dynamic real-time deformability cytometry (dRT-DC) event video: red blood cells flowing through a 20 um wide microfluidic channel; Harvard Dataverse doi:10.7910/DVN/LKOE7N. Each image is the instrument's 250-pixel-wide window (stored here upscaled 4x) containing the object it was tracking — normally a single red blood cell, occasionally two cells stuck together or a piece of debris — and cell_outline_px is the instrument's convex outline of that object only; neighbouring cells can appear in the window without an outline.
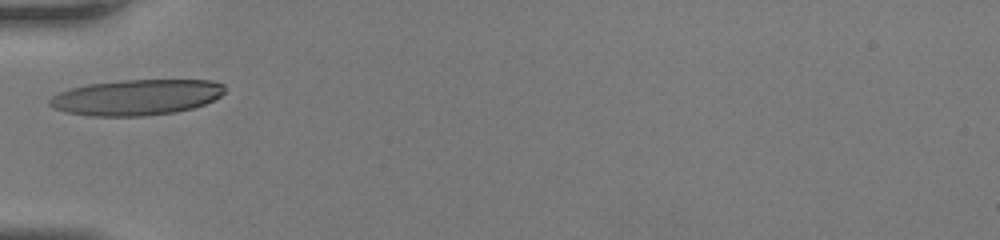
{"species": "human", "species_latin": "Homo sapiens", "temperature_condition": "room temperature", "stored_images_in_passage": 27, "camera_frame_rate_fps": 3000, "um_per_image_px": 0.085, "donor": {"sex": "female"}, "frame": {"image": 1, "passage_image": 1, "time_ms": 0.0, "image_size_px": [1000, 240], "cell_outline_px": [[224, 92], [220, 96], [204, 104], [192, 108], [176, 112], [144, 116], [88, 116], [64, 112], [52, 108], [48, 104], [48, 100], [52, 96], [60, 92], [72, 88], [88, 84], [124, 80], [212, 80], [224, 84]], "centroid_in_image_um": [11.57, 8.28], "position_along_channel_um": 73.4, "area_um2": 36.53}}
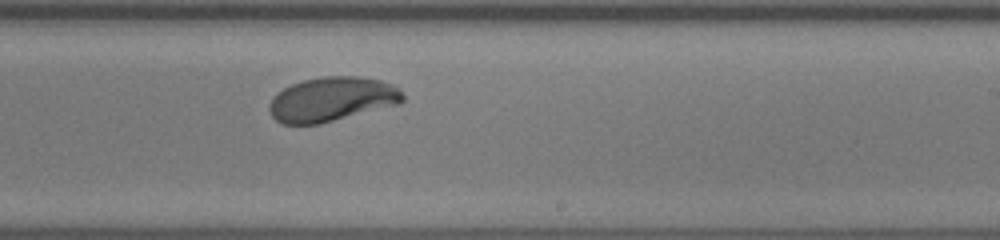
{"frame": {"image": 2, "passage_image": 16, "time_ms": 5.0, "image_size_px": [1000, 240], "cell_outline_px": [[404, 100], [400, 104], [320, 124], [280, 124], [272, 116], [268, 108], [268, 104], [284, 88], [292, 84], [304, 80], [324, 76], [356, 76], [380, 80], [396, 84], [400, 88], [404, 96]], "centroid_in_image_um": [28.26, 8.44], "position_along_channel_um": 260.7, "area_um2": 34.68}}
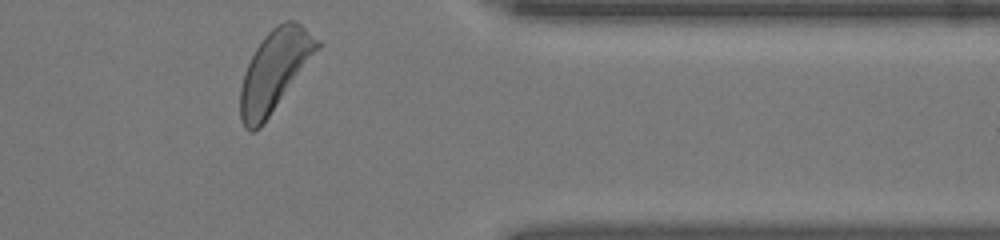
{"frame": {"image": 3, "passage_image": 27, "time_ms": 8.667, "image_size_px": [1000, 240], "cell_outline_px": [[320, 48], [260, 128], [252, 132], [248, 132], [244, 128], [240, 120], [240, 88], [244, 72], [256, 48], [264, 36], [276, 24], [284, 20], [292, 20], [300, 24], [320, 40]], "centroid_in_image_um": [23.33, 6.01], "position_along_channel_um": 388.1, "area_um2": 35.95}, "authors_computed_cell_mechanics": {"area_um2": 34.8534, "velocity_mm_per_s": 3.7839, "shape_relaxation_time_tau1_ms": 4.3287, "shape_relaxation_time_tau2_ms": null, "deformation_change_tau1": 0.2002, "deformation_change_tau2": null}}